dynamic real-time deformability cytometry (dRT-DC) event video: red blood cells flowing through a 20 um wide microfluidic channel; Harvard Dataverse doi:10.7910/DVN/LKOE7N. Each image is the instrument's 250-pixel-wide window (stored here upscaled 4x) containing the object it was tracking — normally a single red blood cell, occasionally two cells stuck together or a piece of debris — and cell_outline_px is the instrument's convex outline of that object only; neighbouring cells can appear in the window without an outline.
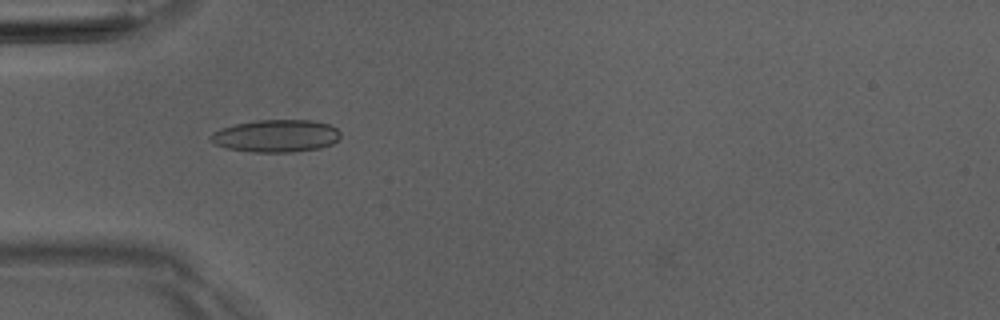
{"species": "Egyptian fruit bat (a non-hibernating species)", "species_latin": "Rousettus aegyptiacus", "temperature_condition": "room temperature", "stored_images_in_passage": 6, "camera_frame_rate_fps": 3000, "um_per_image_px": 0.085, "animal": {"sex": "male"}, "frame": {"image": 1, "passage_image": 5, "time_ms": 4.667, "image_size_px": [1000, 320], "cell_outline_px": [[340, 136], [332, 144], [320, 148], [292, 152], [252, 152], [224, 148], [216, 144], [208, 136], [212, 132], [220, 128], [236, 124], [256, 120], [312, 120], [328, 124], [336, 128], [340, 132]], "centroid_in_image_um": [23.44, 11.55], "position_along_channel_um": 61.6, "area_um2": 24.62}}